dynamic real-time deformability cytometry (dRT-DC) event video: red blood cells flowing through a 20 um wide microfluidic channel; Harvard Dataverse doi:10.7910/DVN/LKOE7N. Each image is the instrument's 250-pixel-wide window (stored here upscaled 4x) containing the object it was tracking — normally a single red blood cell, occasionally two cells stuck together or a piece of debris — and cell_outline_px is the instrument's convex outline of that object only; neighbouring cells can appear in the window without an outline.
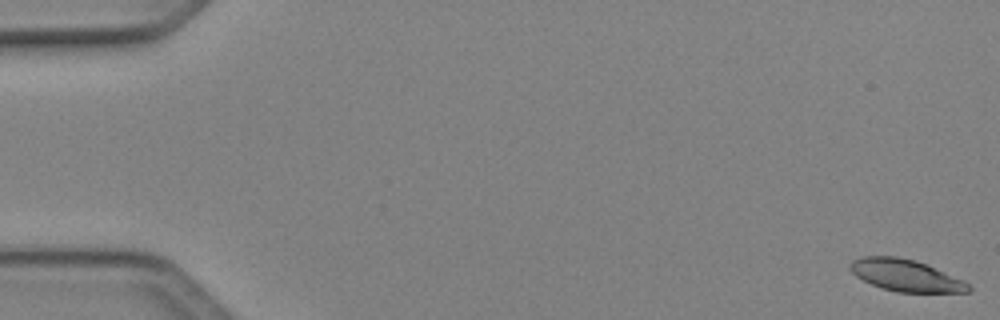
{"species": "Egyptian fruit bat (a non-hibernating species)", "species_latin": "Rousettus aegyptiacus", "temperature_condition": "cold", "stored_images_in_passage": 12, "camera_frame_rate_fps": 3000, "um_per_image_px": 0.085, "animal": {"sex": "female"}, "frame": {"image": 1, "passage_image": 1, "time_ms": 0.0, "image_size_px": [1000, 320], "cell_outline_px": [[972, 288], [968, 292], [896, 292], [872, 284], [856, 276], [848, 268], [848, 264], [852, 260], [864, 256], [896, 256], [916, 260], [964, 280]], "centroid_in_image_um": [76.97, 23.4], "position_along_channel_um": 8.0, "area_um2": 21.85}}